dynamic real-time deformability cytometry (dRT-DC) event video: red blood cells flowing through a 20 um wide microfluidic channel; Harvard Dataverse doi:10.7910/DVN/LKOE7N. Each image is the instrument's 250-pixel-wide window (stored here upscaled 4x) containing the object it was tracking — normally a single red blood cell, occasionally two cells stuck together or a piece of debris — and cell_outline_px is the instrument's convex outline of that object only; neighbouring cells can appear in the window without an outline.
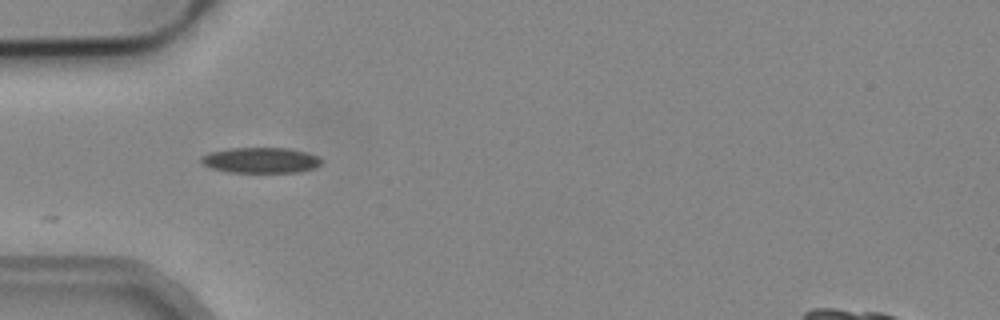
{"species": "common noctule bat (a hibernating species)", "species_latin": "Nyctalus noctula", "temperature_condition": "cold", "stored_images_in_passage": 19, "camera_frame_rate_fps": 3000, "um_per_image_px": 0.085, "animal": {"sex": "male", "body_mass_g": 19.2, "forearm_length_mm": 51.8}, "frame": {"image": 1, "passage_image": 1, "time_ms": 0.0, "image_size_px": [1000, 320], "cell_outline_px": [[320, 164], [316, 168], [296, 172], [228, 172], [208, 168], [200, 164], [200, 156], [208, 152], [228, 148], [288, 148], [320, 156]], "centroid_in_image_um": [22.08, 13.62], "position_along_channel_um": 62.9, "area_um2": 18.15}}
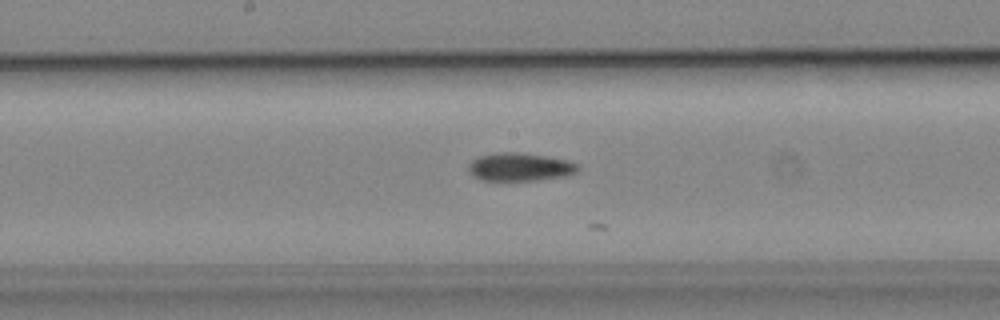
{"frame": {"image": 2, "passage_image": 12, "time_ms": 3.667, "image_size_px": [1000, 320], "cell_outline_px": [[580, 168], [576, 172], [564, 176], [532, 180], [480, 180], [472, 176], [468, 172], [468, 164], [472, 160], [480, 156], [496, 152], [516, 152], [548, 156], [568, 160], [580, 164]], "centroid_in_image_um": [44.18, 14.18], "position_along_channel_um": 204.0, "area_um2": 18.03}}
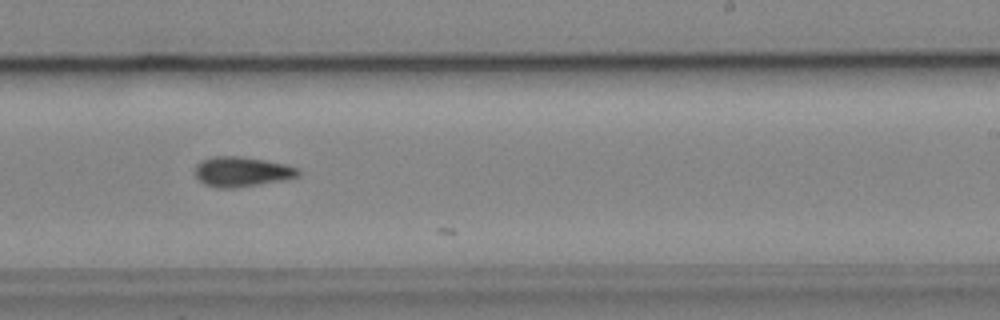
{"frame": {"image": 3, "passage_image": 17, "time_ms": 5.333, "image_size_px": [1000, 320], "cell_outline_px": [[300, 172], [296, 176], [280, 180], [232, 188], [216, 188], [204, 184], [196, 176], [196, 164], [200, 160], [212, 156], [240, 156], [288, 164], [300, 168]], "centroid_in_image_um": [20.52, 14.57], "position_along_channel_um": 268.5, "area_um2": 17.86}}